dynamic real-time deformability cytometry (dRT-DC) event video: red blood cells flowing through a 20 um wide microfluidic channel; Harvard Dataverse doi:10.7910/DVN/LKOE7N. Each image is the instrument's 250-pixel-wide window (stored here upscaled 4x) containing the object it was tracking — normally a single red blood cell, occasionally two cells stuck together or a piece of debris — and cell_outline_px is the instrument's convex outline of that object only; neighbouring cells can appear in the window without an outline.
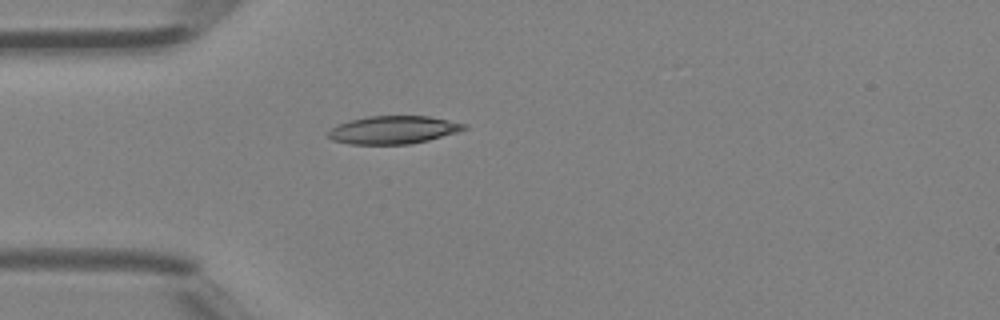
{"species": "Egyptian fruit bat (a non-hibernating species)", "species_latin": "Rousettus aegyptiacus", "temperature_condition": "room temperature", "stored_images_in_passage": 1, "camera_frame_rate_fps": 3000, "um_per_image_px": 0.085, "animal": {"sex": "female"}, "frame": {"image": 1, "passage_image": 1, "time_ms": 0.0, "image_size_px": [1000, 320], "cell_outline_px": [[468, 128], [456, 132], [428, 140], [408, 144], [348, 144], [332, 140], [328, 136], [328, 132], [336, 124], [368, 116], [428, 116], [468, 124]], "centroid_in_image_um": [33.42, 11.04], "position_along_channel_um": 51.6, "area_um2": 22.02}}